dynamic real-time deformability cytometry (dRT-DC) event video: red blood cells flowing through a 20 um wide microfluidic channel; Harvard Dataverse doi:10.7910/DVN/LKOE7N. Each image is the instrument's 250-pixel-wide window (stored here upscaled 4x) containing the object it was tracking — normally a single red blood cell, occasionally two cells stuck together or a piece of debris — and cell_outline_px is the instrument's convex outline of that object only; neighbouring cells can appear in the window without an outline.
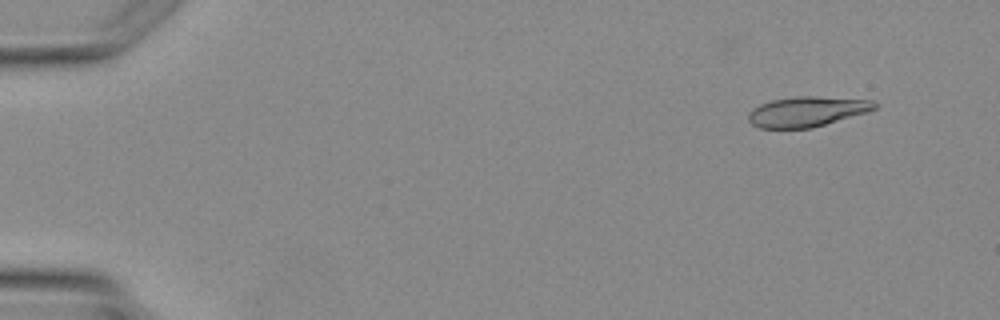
{"species": "Egyptian fruit bat (a non-hibernating species)", "species_latin": "Rousettus aegyptiacus", "temperature_condition": "warm", "stored_images_in_passage": 3, "camera_frame_rate_fps": 3000, "um_per_image_px": 0.085, "animal": {"sex": "female"}, "frame": {"image": 1, "passage_image": 1, "time_ms": 0.0, "image_size_px": [1000, 320], "cell_outline_px": [[880, 104], [876, 108], [868, 112], [812, 128], [760, 128], [752, 124], [748, 120], [748, 112], [752, 108], [760, 104], [772, 100], [796, 96], [816, 96], [872, 100]], "centroid_in_image_um": [68.6, 9.48], "position_along_channel_um": 16.4, "area_um2": 22.31}}
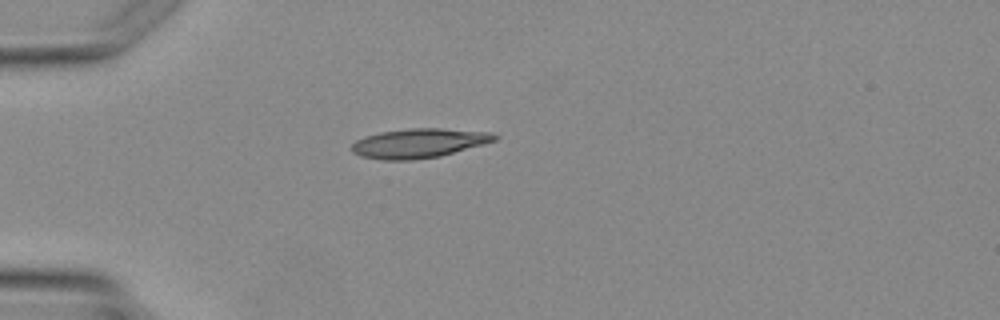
{"frame": {"image": 2, "passage_image": 3, "time_ms": 2.667, "image_size_px": [1000, 320], "cell_outline_px": [[500, 136], [496, 140], [484, 144], [440, 156], [412, 160], [380, 160], [360, 156], [352, 152], [352, 144], [356, 140], [364, 136], [380, 132], [412, 128], [440, 128], [492, 132]], "centroid_in_image_um": [35.61, 12.17], "position_along_channel_um": 49.4, "area_um2": 24.57}}